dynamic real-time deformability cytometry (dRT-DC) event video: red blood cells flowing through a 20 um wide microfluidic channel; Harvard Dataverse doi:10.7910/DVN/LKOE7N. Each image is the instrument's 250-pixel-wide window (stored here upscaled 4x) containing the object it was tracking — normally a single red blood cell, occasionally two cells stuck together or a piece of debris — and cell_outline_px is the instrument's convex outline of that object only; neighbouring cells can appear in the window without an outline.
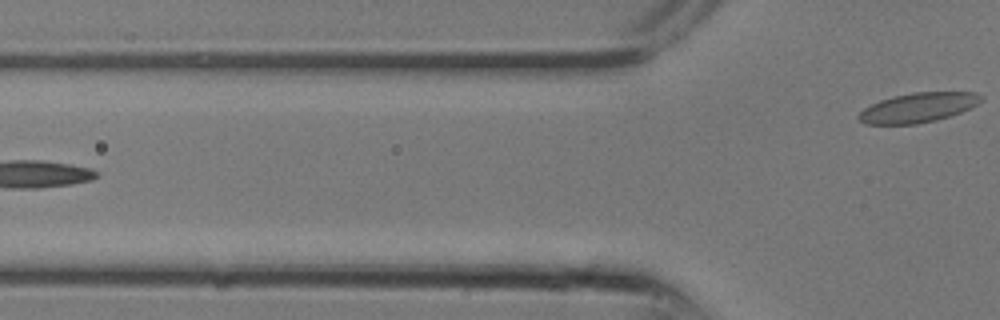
{"species": "common noctule bat (a hibernating species)", "species_latin": "Nyctalus noctula", "temperature_condition": "room temperature", "stored_images_in_passage": 11, "segment_of_instrument_passage": [2, 2], "camera_frame_rate_fps": 3000, "um_per_image_px": 0.085, "animal": {"sex": "male", "body_mass_g": 13.3}, "frame": {"image": 1, "passage_image": 11, "time_ms": 3.333, "image_size_px": [1000, 320], "cell_outline_px": [[984, 96], [976, 104], [960, 112], [936, 120], [916, 124], [864, 124], [856, 116], [864, 108], [880, 100], [892, 96], [912, 92], [976, 92]], "centroid_in_image_um": [78.0, 9.14], "position_along_channel_um": 47.8, "area_um2": 20.98}}